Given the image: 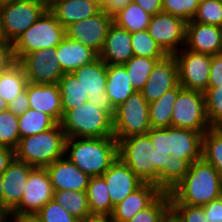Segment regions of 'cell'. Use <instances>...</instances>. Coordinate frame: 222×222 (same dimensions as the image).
Instances as JSON below:
<instances>
[{
	"instance_id": "59",
	"label": "cell",
	"mask_w": 222,
	"mask_h": 222,
	"mask_svg": "<svg viewBox=\"0 0 222 222\" xmlns=\"http://www.w3.org/2000/svg\"><path fill=\"white\" fill-rule=\"evenodd\" d=\"M11 1H13V0H0V5H1V4H4V3H9V2H11Z\"/></svg>"
},
{
	"instance_id": "14",
	"label": "cell",
	"mask_w": 222,
	"mask_h": 222,
	"mask_svg": "<svg viewBox=\"0 0 222 222\" xmlns=\"http://www.w3.org/2000/svg\"><path fill=\"white\" fill-rule=\"evenodd\" d=\"M18 63L23 67L28 82L35 84H58L64 74L58 62L56 47L27 53Z\"/></svg>"
},
{
	"instance_id": "54",
	"label": "cell",
	"mask_w": 222,
	"mask_h": 222,
	"mask_svg": "<svg viewBox=\"0 0 222 222\" xmlns=\"http://www.w3.org/2000/svg\"><path fill=\"white\" fill-rule=\"evenodd\" d=\"M0 212L3 214V184H2L1 175H0Z\"/></svg>"
},
{
	"instance_id": "12",
	"label": "cell",
	"mask_w": 222,
	"mask_h": 222,
	"mask_svg": "<svg viewBox=\"0 0 222 222\" xmlns=\"http://www.w3.org/2000/svg\"><path fill=\"white\" fill-rule=\"evenodd\" d=\"M173 56L178 66L179 84L183 89L205 92L208 89L211 55L183 47Z\"/></svg>"
},
{
	"instance_id": "35",
	"label": "cell",
	"mask_w": 222,
	"mask_h": 222,
	"mask_svg": "<svg viewBox=\"0 0 222 222\" xmlns=\"http://www.w3.org/2000/svg\"><path fill=\"white\" fill-rule=\"evenodd\" d=\"M162 59L164 58H147L133 55L123 64L136 92H140L143 89L154 66Z\"/></svg>"
},
{
	"instance_id": "37",
	"label": "cell",
	"mask_w": 222,
	"mask_h": 222,
	"mask_svg": "<svg viewBox=\"0 0 222 222\" xmlns=\"http://www.w3.org/2000/svg\"><path fill=\"white\" fill-rule=\"evenodd\" d=\"M131 46L134 56L147 58H165L167 56L147 30L131 33Z\"/></svg>"
},
{
	"instance_id": "51",
	"label": "cell",
	"mask_w": 222,
	"mask_h": 222,
	"mask_svg": "<svg viewBox=\"0 0 222 222\" xmlns=\"http://www.w3.org/2000/svg\"><path fill=\"white\" fill-rule=\"evenodd\" d=\"M14 158V150L0 145V175H2Z\"/></svg>"
},
{
	"instance_id": "3",
	"label": "cell",
	"mask_w": 222,
	"mask_h": 222,
	"mask_svg": "<svg viewBox=\"0 0 222 222\" xmlns=\"http://www.w3.org/2000/svg\"><path fill=\"white\" fill-rule=\"evenodd\" d=\"M64 156L89 177L102 176L118 157L114 137L66 138Z\"/></svg>"
},
{
	"instance_id": "34",
	"label": "cell",
	"mask_w": 222,
	"mask_h": 222,
	"mask_svg": "<svg viewBox=\"0 0 222 222\" xmlns=\"http://www.w3.org/2000/svg\"><path fill=\"white\" fill-rule=\"evenodd\" d=\"M20 138L39 134L53 128L57 122L48 114L29 108L18 116Z\"/></svg>"
},
{
	"instance_id": "38",
	"label": "cell",
	"mask_w": 222,
	"mask_h": 222,
	"mask_svg": "<svg viewBox=\"0 0 222 222\" xmlns=\"http://www.w3.org/2000/svg\"><path fill=\"white\" fill-rule=\"evenodd\" d=\"M18 116L8 109L0 112V145L15 150L20 134L18 128Z\"/></svg>"
},
{
	"instance_id": "43",
	"label": "cell",
	"mask_w": 222,
	"mask_h": 222,
	"mask_svg": "<svg viewBox=\"0 0 222 222\" xmlns=\"http://www.w3.org/2000/svg\"><path fill=\"white\" fill-rule=\"evenodd\" d=\"M35 216L41 222H78L69 212H67L54 199L47 202Z\"/></svg>"
},
{
	"instance_id": "16",
	"label": "cell",
	"mask_w": 222,
	"mask_h": 222,
	"mask_svg": "<svg viewBox=\"0 0 222 222\" xmlns=\"http://www.w3.org/2000/svg\"><path fill=\"white\" fill-rule=\"evenodd\" d=\"M112 23L113 17L101 9L97 14L71 24L65 29V33L67 37L90 47L99 55Z\"/></svg>"
},
{
	"instance_id": "6",
	"label": "cell",
	"mask_w": 222,
	"mask_h": 222,
	"mask_svg": "<svg viewBox=\"0 0 222 222\" xmlns=\"http://www.w3.org/2000/svg\"><path fill=\"white\" fill-rule=\"evenodd\" d=\"M65 35V28L47 9L12 43L16 61L18 62L27 53L57 47Z\"/></svg>"
},
{
	"instance_id": "2",
	"label": "cell",
	"mask_w": 222,
	"mask_h": 222,
	"mask_svg": "<svg viewBox=\"0 0 222 222\" xmlns=\"http://www.w3.org/2000/svg\"><path fill=\"white\" fill-rule=\"evenodd\" d=\"M169 193L170 204L202 207L222 196V179L202 158L189 165L184 178Z\"/></svg>"
},
{
	"instance_id": "47",
	"label": "cell",
	"mask_w": 222,
	"mask_h": 222,
	"mask_svg": "<svg viewBox=\"0 0 222 222\" xmlns=\"http://www.w3.org/2000/svg\"><path fill=\"white\" fill-rule=\"evenodd\" d=\"M202 207L208 222H222V196Z\"/></svg>"
},
{
	"instance_id": "46",
	"label": "cell",
	"mask_w": 222,
	"mask_h": 222,
	"mask_svg": "<svg viewBox=\"0 0 222 222\" xmlns=\"http://www.w3.org/2000/svg\"><path fill=\"white\" fill-rule=\"evenodd\" d=\"M222 85V54L211 55L208 87Z\"/></svg>"
},
{
	"instance_id": "33",
	"label": "cell",
	"mask_w": 222,
	"mask_h": 222,
	"mask_svg": "<svg viewBox=\"0 0 222 222\" xmlns=\"http://www.w3.org/2000/svg\"><path fill=\"white\" fill-rule=\"evenodd\" d=\"M53 199L78 221L91 215L86 191L54 190Z\"/></svg>"
},
{
	"instance_id": "53",
	"label": "cell",
	"mask_w": 222,
	"mask_h": 222,
	"mask_svg": "<svg viewBox=\"0 0 222 222\" xmlns=\"http://www.w3.org/2000/svg\"><path fill=\"white\" fill-rule=\"evenodd\" d=\"M7 222H41V221L34 215V216L8 217Z\"/></svg>"
},
{
	"instance_id": "8",
	"label": "cell",
	"mask_w": 222,
	"mask_h": 222,
	"mask_svg": "<svg viewBox=\"0 0 222 222\" xmlns=\"http://www.w3.org/2000/svg\"><path fill=\"white\" fill-rule=\"evenodd\" d=\"M150 129L149 103L141 92L133 93L115 108L113 137L117 142L134 135L147 134Z\"/></svg>"
},
{
	"instance_id": "13",
	"label": "cell",
	"mask_w": 222,
	"mask_h": 222,
	"mask_svg": "<svg viewBox=\"0 0 222 222\" xmlns=\"http://www.w3.org/2000/svg\"><path fill=\"white\" fill-rule=\"evenodd\" d=\"M53 195L46 168L35 167L28 176L20 205L8 217L34 216Z\"/></svg>"
},
{
	"instance_id": "24",
	"label": "cell",
	"mask_w": 222,
	"mask_h": 222,
	"mask_svg": "<svg viewBox=\"0 0 222 222\" xmlns=\"http://www.w3.org/2000/svg\"><path fill=\"white\" fill-rule=\"evenodd\" d=\"M133 55L131 33L112 23L98 57L107 65H123Z\"/></svg>"
},
{
	"instance_id": "40",
	"label": "cell",
	"mask_w": 222,
	"mask_h": 222,
	"mask_svg": "<svg viewBox=\"0 0 222 222\" xmlns=\"http://www.w3.org/2000/svg\"><path fill=\"white\" fill-rule=\"evenodd\" d=\"M204 96L210 128L222 129V85L208 87Z\"/></svg>"
},
{
	"instance_id": "26",
	"label": "cell",
	"mask_w": 222,
	"mask_h": 222,
	"mask_svg": "<svg viewBox=\"0 0 222 222\" xmlns=\"http://www.w3.org/2000/svg\"><path fill=\"white\" fill-rule=\"evenodd\" d=\"M59 65L64 73H72L79 67L94 61L98 54L65 35L61 43L56 47Z\"/></svg>"
},
{
	"instance_id": "32",
	"label": "cell",
	"mask_w": 222,
	"mask_h": 222,
	"mask_svg": "<svg viewBox=\"0 0 222 222\" xmlns=\"http://www.w3.org/2000/svg\"><path fill=\"white\" fill-rule=\"evenodd\" d=\"M151 16L134 1L113 16V23L130 33L147 30Z\"/></svg>"
},
{
	"instance_id": "44",
	"label": "cell",
	"mask_w": 222,
	"mask_h": 222,
	"mask_svg": "<svg viewBox=\"0 0 222 222\" xmlns=\"http://www.w3.org/2000/svg\"><path fill=\"white\" fill-rule=\"evenodd\" d=\"M170 212L179 222H208L204 209L200 206L170 204Z\"/></svg>"
},
{
	"instance_id": "31",
	"label": "cell",
	"mask_w": 222,
	"mask_h": 222,
	"mask_svg": "<svg viewBox=\"0 0 222 222\" xmlns=\"http://www.w3.org/2000/svg\"><path fill=\"white\" fill-rule=\"evenodd\" d=\"M28 79L23 67L17 62L0 75V97L8 104L26 90Z\"/></svg>"
},
{
	"instance_id": "21",
	"label": "cell",
	"mask_w": 222,
	"mask_h": 222,
	"mask_svg": "<svg viewBox=\"0 0 222 222\" xmlns=\"http://www.w3.org/2000/svg\"><path fill=\"white\" fill-rule=\"evenodd\" d=\"M45 168L54 190H87L90 177L65 156Z\"/></svg>"
},
{
	"instance_id": "23",
	"label": "cell",
	"mask_w": 222,
	"mask_h": 222,
	"mask_svg": "<svg viewBox=\"0 0 222 222\" xmlns=\"http://www.w3.org/2000/svg\"><path fill=\"white\" fill-rule=\"evenodd\" d=\"M163 192L154 184L143 183L123 201L114 206L111 214L113 222H127L139 211L150 206Z\"/></svg>"
},
{
	"instance_id": "48",
	"label": "cell",
	"mask_w": 222,
	"mask_h": 222,
	"mask_svg": "<svg viewBox=\"0 0 222 222\" xmlns=\"http://www.w3.org/2000/svg\"><path fill=\"white\" fill-rule=\"evenodd\" d=\"M29 109V100L26 90L19 97L8 103V110L16 116L24 114Z\"/></svg>"
},
{
	"instance_id": "11",
	"label": "cell",
	"mask_w": 222,
	"mask_h": 222,
	"mask_svg": "<svg viewBox=\"0 0 222 222\" xmlns=\"http://www.w3.org/2000/svg\"><path fill=\"white\" fill-rule=\"evenodd\" d=\"M72 73L87 92L89 103L105 111L113 119L115 108L106 95L107 64L97 57L91 63L79 67Z\"/></svg>"
},
{
	"instance_id": "20",
	"label": "cell",
	"mask_w": 222,
	"mask_h": 222,
	"mask_svg": "<svg viewBox=\"0 0 222 222\" xmlns=\"http://www.w3.org/2000/svg\"><path fill=\"white\" fill-rule=\"evenodd\" d=\"M26 92L29 100V108L46 113L57 123H60L63 116V109L58 84H35L28 82Z\"/></svg>"
},
{
	"instance_id": "25",
	"label": "cell",
	"mask_w": 222,
	"mask_h": 222,
	"mask_svg": "<svg viewBox=\"0 0 222 222\" xmlns=\"http://www.w3.org/2000/svg\"><path fill=\"white\" fill-rule=\"evenodd\" d=\"M48 10L66 29L73 23L97 14L101 7L92 0H51Z\"/></svg>"
},
{
	"instance_id": "27",
	"label": "cell",
	"mask_w": 222,
	"mask_h": 222,
	"mask_svg": "<svg viewBox=\"0 0 222 222\" xmlns=\"http://www.w3.org/2000/svg\"><path fill=\"white\" fill-rule=\"evenodd\" d=\"M135 92L123 65H107L106 95L114 108Z\"/></svg>"
},
{
	"instance_id": "52",
	"label": "cell",
	"mask_w": 222,
	"mask_h": 222,
	"mask_svg": "<svg viewBox=\"0 0 222 222\" xmlns=\"http://www.w3.org/2000/svg\"><path fill=\"white\" fill-rule=\"evenodd\" d=\"M78 222H113L111 216L106 215H90Z\"/></svg>"
},
{
	"instance_id": "45",
	"label": "cell",
	"mask_w": 222,
	"mask_h": 222,
	"mask_svg": "<svg viewBox=\"0 0 222 222\" xmlns=\"http://www.w3.org/2000/svg\"><path fill=\"white\" fill-rule=\"evenodd\" d=\"M17 63L13 44L3 38L0 39V75L7 72Z\"/></svg>"
},
{
	"instance_id": "4",
	"label": "cell",
	"mask_w": 222,
	"mask_h": 222,
	"mask_svg": "<svg viewBox=\"0 0 222 222\" xmlns=\"http://www.w3.org/2000/svg\"><path fill=\"white\" fill-rule=\"evenodd\" d=\"M66 136L59 123L49 130L20 138L15 159L33 167L45 168L64 157Z\"/></svg>"
},
{
	"instance_id": "5",
	"label": "cell",
	"mask_w": 222,
	"mask_h": 222,
	"mask_svg": "<svg viewBox=\"0 0 222 222\" xmlns=\"http://www.w3.org/2000/svg\"><path fill=\"white\" fill-rule=\"evenodd\" d=\"M59 124L66 138L113 137V119L89 102L66 111Z\"/></svg>"
},
{
	"instance_id": "19",
	"label": "cell",
	"mask_w": 222,
	"mask_h": 222,
	"mask_svg": "<svg viewBox=\"0 0 222 222\" xmlns=\"http://www.w3.org/2000/svg\"><path fill=\"white\" fill-rule=\"evenodd\" d=\"M113 206L123 201L129 194L137 190L143 182L119 157L102 175Z\"/></svg>"
},
{
	"instance_id": "41",
	"label": "cell",
	"mask_w": 222,
	"mask_h": 222,
	"mask_svg": "<svg viewBox=\"0 0 222 222\" xmlns=\"http://www.w3.org/2000/svg\"><path fill=\"white\" fill-rule=\"evenodd\" d=\"M190 22L222 27V2L200 0L197 12Z\"/></svg>"
},
{
	"instance_id": "42",
	"label": "cell",
	"mask_w": 222,
	"mask_h": 222,
	"mask_svg": "<svg viewBox=\"0 0 222 222\" xmlns=\"http://www.w3.org/2000/svg\"><path fill=\"white\" fill-rule=\"evenodd\" d=\"M200 0H162V12L190 22L195 16Z\"/></svg>"
},
{
	"instance_id": "56",
	"label": "cell",
	"mask_w": 222,
	"mask_h": 222,
	"mask_svg": "<svg viewBox=\"0 0 222 222\" xmlns=\"http://www.w3.org/2000/svg\"><path fill=\"white\" fill-rule=\"evenodd\" d=\"M8 109V104L0 97V112Z\"/></svg>"
},
{
	"instance_id": "49",
	"label": "cell",
	"mask_w": 222,
	"mask_h": 222,
	"mask_svg": "<svg viewBox=\"0 0 222 222\" xmlns=\"http://www.w3.org/2000/svg\"><path fill=\"white\" fill-rule=\"evenodd\" d=\"M133 0H106L101 8L107 15L113 17Z\"/></svg>"
},
{
	"instance_id": "7",
	"label": "cell",
	"mask_w": 222,
	"mask_h": 222,
	"mask_svg": "<svg viewBox=\"0 0 222 222\" xmlns=\"http://www.w3.org/2000/svg\"><path fill=\"white\" fill-rule=\"evenodd\" d=\"M48 9L44 0H13L0 5L2 38L13 43Z\"/></svg>"
},
{
	"instance_id": "58",
	"label": "cell",
	"mask_w": 222,
	"mask_h": 222,
	"mask_svg": "<svg viewBox=\"0 0 222 222\" xmlns=\"http://www.w3.org/2000/svg\"><path fill=\"white\" fill-rule=\"evenodd\" d=\"M0 222H7V218L0 212Z\"/></svg>"
},
{
	"instance_id": "18",
	"label": "cell",
	"mask_w": 222,
	"mask_h": 222,
	"mask_svg": "<svg viewBox=\"0 0 222 222\" xmlns=\"http://www.w3.org/2000/svg\"><path fill=\"white\" fill-rule=\"evenodd\" d=\"M177 85H179L177 62L173 55H167L156 63L140 92L143 98L151 103Z\"/></svg>"
},
{
	"instance_id": "10",
	"label": "cell",
	"mask_w": 222,
	"mask_h": 222,
	"mask_svg": "<svg viewBox=\"0 0 222 222\" xmlns=\"http://www.w3.org/2000/svg\"><path fill=\"white\" fill-rule=\"evenodd\" d=\"M172 127L191 129L203 135L210 129L204 92L182 89L173 107Z\"/></svg>"
},
{
	"instance_id": "17",
	"label": "cell",
	"mask_w": 222,
	"mask_h": 222,
	"mask_svg": "<svg viewBox=\"0 0 222 222\" xmlns=\"http://www.w3.org/2000/svg\"><path fill=\"white\" fill-rule=\"evenodd\" d=\"M34 168L14 158L2 173L3 215L6 218L20 205L28 176Z\"/></svg>"
},
{
	"instance_id": "29",
	"label": "cell",
	"mask_w": 222,
	"mask_h": 222,
	"mask_svg": "<svg viewBox=\"0 0 222 222\" xmlns=\"http://www.w3.org/2000/svg\"><path fill=\"white\" fill-rule=\"evenodd\" d=\"M86 194L91 215L111 216L114 206L102 176L90 177Z\"/></svg>"
},
{
	"instance_id": "36",
	"label": "cell",
	"mask_w": 222,
	"mask_h": 222,
	"mask_svg": "<svg viewBox=\"0 0 222 222\" xmlns=\"http://www.w3.org/2000/svg\"><path fill=\"white\" fill-rule=\"evenodd\" d=\"M202 158L217 170L222 179V129L210 128L203 135Z\"/></svg>"
},
{
	"instance_id": "57",
	"label": "cell",
	"mask_w": 222,
	"mask_h": 222,
	"mask_svg": "<svg viewBox=\"0 0 222 222\" xmlns=\"http://www.w3.org/2000/svg\"><path fill=\"white\" fill-rule=\"evenodd\" d=\"M92 1L102 8L106 0H92Z\"/></svg>"
},
{
	"instance_id": "28",
	"label": "cell",
	"mask_w": 222,
	"mask_h": 222,
	"mask_svg": "<svg viewBox=\"0 0 222 222\" xmlns=\"http://www.w3.org/2000/svg\"><path fill=\"white\" fill-rule=\"evenodd\" d=\"M183 89L179 84L175 88L165 92L159 99L149 103V121L151 128L172 127L173 107L178 93Z\"/></svg>"
},
{
	"instance_id": "60",
	"label": "cell",
	"mask_w": 222,
	"mask_h": 222,
	"mask_svg": "<svg viewBox=\"0 0 222 222\" xmlns=\"http://www.w3.org/2000/svg\"><path fill=\"white\" fill-rule=\"evenodd\" d=\"M221 29V48H220V53L222 54V27H220Z\"/></svg>"
},
{
	"instance_id": "15",
	"label": "cell",
	"mask_w": 222,
	"mask_h": 222,
	"mask_svg": "<svg viewBox=\"0 0 222 222\" xmlns=\"http://www.w3.org/2000/svg\"><path fill=\"white\" fill-rule=\"evenodd\" d=\"M186 23L161 12L151 16L147 31L167 55H174L185 46Z\"/></svg>"
},
{
	"instance_id": "9",
	"label": "cell",
	"mask_w": 222,
	"mask_h": 222,
	"mask_svg": "<svg viewBox=\"0 0 222 222\" xmlns=\"http://www.w3.org/2000/svg\"><path fill=\"white\" fill-rule=\"evenodd\" d=\"M118 157L143 183L155 185V148L148 134L121 139L118 142Z\"/></svg>"
},
{
	"instance_id": "1",
	"label": "cell",
	"mask_w": 222,
	"mask_h": 222,
	"mask_svg": "<svg viewBox=\"0 0 222 222\" xmlns=\"http://www.w3.org/2000/svg\"><path fill=\"white\" fill-rule=\"evenodd\" d=\"M147 134L155 148V185L169 193L189 165L202 159L203 134L173 127L151 128Z\"/></svg>"
},
{
	"instance_id": "22",
	"label": "cell",
	"mask_w": 222,
	"mask_h": 222,
	"mask_svg": "<svg viewBox=\"0 0 222 222\" xmlns=\"http://www.w3.org/2000/svg\"><path fill=\"white\" fill-rule=\"evenodd\" d=\"M184 48L203 54H219L221 48L220 27L187 22Z\"/></svg>"
},
{
	"instance_id": "50",
	"label": "cell",
	"mask_w": 222,
	"mask_h": 222,
	"mask_svg": "<svg viewBox=\"0 0 222 222\" xmlns=\"http://www.w3.org/2000/svg\"><path fill=\"white\" fill-rule=\"evenodd\" d=\"M145 12L150 15H156L162 12V0H133Z\"/></svg>"
},
{
	"instance_id": "30",
	"label": "cell",
	"mask_w": 222,
	"mask_h": 222,
	"mask_svg": "<svg viewBox=\"0 0 222 222\" xmlns=\"http://www.w3.org/2000/svg\"><path fill=\"white\" fill-rule=\"evenodd\" d=\"M63 114L89 102L88 94L73 73H64L58 82Z\"/></svg>"
},
{
	"instance_id": "39",
	"label": "cell",
	"mask_w": 222,
	"mask_h": 222,
	"mask_svg": "<svg viewBox=\"0 0 222 222\" xmlns=\"http://www.w3.org/2000/svg\"><path fill=\"white\" fill-rule=\"evenodd\" d=\"M170 212V193L163 192L150 206L127 222H161Z\"/></svg>"
},
{
	"instance_id": "55",
	"label": "cell",
	"mask_w": 222,
	"mask_h": 222,
	"mask_svg": "<svg viewBox=\"0 0 222 222\" xmlns=\"http://www.w3.org/2000/svg\"><path fill=\"white\" fill-rule=\"evenodd\" d=\"M161 222H179L174 215L169 212Z\"/></svg>"
}]
</instances>
